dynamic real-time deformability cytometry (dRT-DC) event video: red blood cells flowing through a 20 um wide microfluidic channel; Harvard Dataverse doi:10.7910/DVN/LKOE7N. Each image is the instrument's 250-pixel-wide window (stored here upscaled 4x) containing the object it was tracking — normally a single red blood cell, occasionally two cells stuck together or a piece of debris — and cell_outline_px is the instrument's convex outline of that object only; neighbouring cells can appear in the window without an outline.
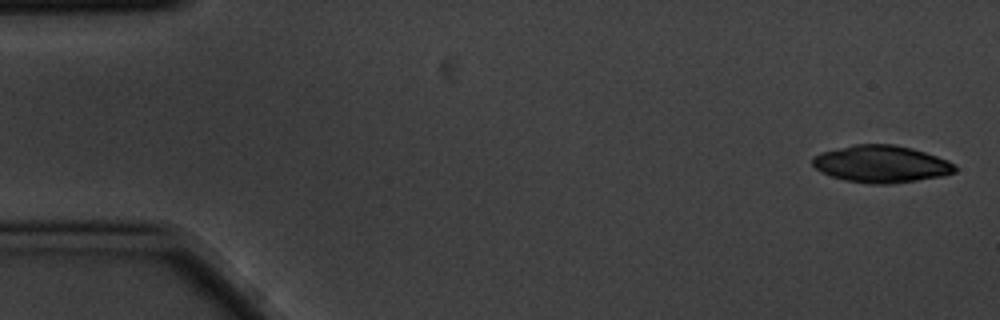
{"species": "common noctule bat (a hibernating species)", "species_latin": "Nyctalus noctula", "temperature_condition": "cold", "stored_images_in_passage": 4, "camera_frame_rate_fps": 3000, "um_per_image_px": 0.085, "animal": {"sex": "male", "body_mass_g": 20.1, "forearm_length_mm": 53.5}, "frame": {"image": 1, "passage_image": 1, "time_ms": 0.0, "image_size_px": [1000, 320], "cell_outline_px": [[956, 172], [944, 176], [892, 184], [872, 184], [844, 180], [820, 172], [812, 164], [812, 160], [820, 152], [856, 144], [892, 144], [912, 148], [948, 160], [956, 164]], "centroid_in_image_um": [74.93, 13.95], "position_along_channel_um": 10.1, "area_um2": 30.87}}